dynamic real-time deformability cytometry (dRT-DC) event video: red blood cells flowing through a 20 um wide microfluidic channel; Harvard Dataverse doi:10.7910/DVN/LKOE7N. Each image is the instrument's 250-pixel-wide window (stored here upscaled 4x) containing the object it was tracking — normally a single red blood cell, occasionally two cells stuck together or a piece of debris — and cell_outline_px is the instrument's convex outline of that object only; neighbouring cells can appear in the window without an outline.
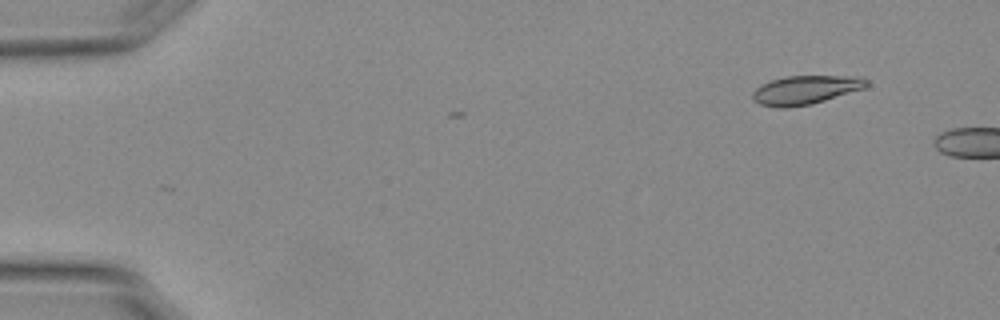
{"species": "Egyptian fruit bat (a non-hibernating species)", "species_latin": "Rousettus aegyptiacus", "temperature_condition": "warm", "stored_images_in_passage": 4, "camera_frame_rate_fps": 3000, "um_per_image_px": 0.085, "animal": {"sex": "female"}, "frame": {"image": 1, "passage_image": 1, "time_ms": 0.0, "image_size_px": [1000, 320], "cell_outline_px": [[868, 84], [864, 88], [812, 104], [784, 108], [780, 108], [760, 104], [752, 100], [752, 92], [760, 84], [784, 76], [864, 76], [868, 80]], "centroid_in_image_um": [68.45, 7.63], "position_along_channel_um": 16.5, "area_um2": 19.19}}